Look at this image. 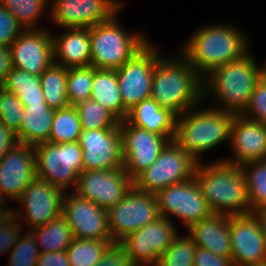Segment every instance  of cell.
Returning a JSON list of instances; mask_svg holds the SVG:
<instances>
[{
	"instance_id": "obj_22",
	"label": "cell",
	"mask_w": 266,
	"mask_h": 266,
	"mask_svg": "<svg viewBox=\"0 0 266 266\" xmlns=\"http://www.w3.org/2000/svg\"><path fill=\"white\" fill-rule=\"evenodd\" d=\"M233 157L223 159L241 166L250 161L266 160V125L258 120L235 114L230 132Z\"/></svg>"
},
{
	"instance_id": "obj_50",
	"label": "cell",
	"mask_w": 266,
	"mask_h": 266,
	"mask_svg": "<svg viewBox=\"0 0 266 266\" xmlns=\"http://www.w3.org/2000/svg\"><path fill=\"white\" fill-rule=\"evenodd\" d=\"M261 71H262V77L266 79V63L264 67L261 68Z\"/></svg>"
},
{
	"instance_id": "obj_34",
	"label": "cell",
	"mask_w": 266,
	"mask_h": 266,
	"mask_svg": "<svg viewBox=\"0 0 266 266\" xmlns=\"http://www.w3.org/2000/svg\"><path fill=\"white\" fill-rule=\"evenodd\" d=\"M111 242L74 238L66 250L70 266H96Z\"/></svg>"
},
{
	"instance_id": "obj_51",
	"label": "cell",
	"mask_w": 266,
	"mask_h": 266,
	"mask_svg": "<svg viewBox=\"0 0 266 266\" xmlns=\"http://www.w3.org/2000/svg\"><path fill=\"white\" fill-rule=\"evenodd\" d=\"M253 266H266V263L259 264V265H253Z\"/></svg>"
},
{
	"instance_id": "obj_2",
	"label": "cell",
	"mask_w": 266,
	"mask_h": 266,
	"mask_svg": "<svg viewBox=\"0 0 266 266\" xmlns=\"http://www.w3.org/2000/svg\"><path fill=\"white\" fill-rule=\"evenodd\" d=\"M151 98L181 116L204 101L203 78L181 54L161 56L154 69Z\"/></svg>"
},
{
	"instance_id": "obj_5",
	"label": "cell",
	"mask_w": 266,
	"mask_h": 266,
	"mask_svg": "<svg viewBox=\"0 0 266 266\" xmlns=\"http://www.w3.org/2000/svg\"><path fill=\"white\" fill-rule=\"evenodd\" d=\"M202 103L176 118L173 141L198 163L203 152L230 141L235 113L214 108H201ZM200 108H199V107Z\"/></svg>"
},
{
	"instance_id": "obj_45",
	"label": "cell",
	"mask_w": 266,
	"mask_h": 266,
	"mask_svg": "<svg viewBox=\"0 0 266 266\" xmlns=\"http://www.w3.org/2000/svg\"><path fill=\"white\" fill-rule=\"evenodd\" d=\"M36 266H70L66 251L40 254Z\"/></svg>"
},
{
	"instance_id": "obj_14",
	"label": "cell",
	"mask_w": 266,
	"mask_h": 266,
	"mask_svg": "<svg viewBox=\"0 0 266 266\" xmlns=\"http://www.w3.org/2000/svg\"><path fill=\"white\" fill-rule=\"evenodd\" d=\"M51 21L61 28H91L110 20L122 8L120 0H51Z\"/></svg>"
},
{
	"instance_id": "obj_43",
	"label": "cell",
	"mask_w": 266,
	"mask_h": 266,
	"mask_svg": "<svg viewBox=\"0 0 266 266\" xmlns=\"http://www.w3.org/2000/svg\"><path fill=\"white\" fill-rule=\"evenodd\" d=\"M96 266H135L130 254L119 241L111 242Z\"/></svg>"
},
{
	"instance_id": "obj_19",
	"label": "cell",
	"mask_w": 266,
	"mask_h": 266,
	"mask_svg": "<svg viewBox=\"0 0 266 266\" xmlns=\"http://www.w3.org/2000/svg\"><path fill=\"white\" fill-rule=\"evenodd\" d=\"M83 171L123 168L122 135L119 125L112 129L82 130Z\"/></svg>"
},
{
	"instance_id": "obj_28",
	"label": "cell",
	"mask_w": 266,
	"mask_h": 266,
	"mask_svg": "<svg viewBox=\"0 0 266 266\" xmlns=\"http://www.w3.org/2000/svg\"><path fill=\"white\" fill-rule=\"evenodd\" d=\"M40 76L11 67L1 88L18 96L23 105H47Z\"/></svg>"
},
{
	"instance_id": "obj_17",
	"label": "cell",
	"mask_w": 266,
	"mask_h": 266,
	"mask_svg": "<svg viewBox=\"0 0 266 266\" xmlns=\"http://www.w3.org/2000/svg\"><path fill=\"white\" fill-rule=\"evenodd\" d=\"M123 146V169L134 180L149 168L169 142L165 137L132 125L127 119L119 122Z\"/></svg>"
},
{
	"instance_id": "obj_16",
	"label": "cell",
	"mask_w": 266,
	"mask_h": 266,
	"mask_svg": "<svg viewBox=\"0 0 266 266\" xmlns=\"http://www.w3.org/2000/svg\"><path fill=\"white\" fill-rule=\"evenodd\" d=\"M65 192L62 216L68 222L72 235L78 239L113 241L109 229L108 211L82 198L73 191Z\"/></svg>"
},
{
	"instance_id": "obj_21",
	"label": "cell",
	"mask_w": 266,
	"mask_h": 266,
	"mask_svg": "<svg viewBox=\"0 0 266 266\" xmlns=\"http://www.w3.org/2000/svg\"><path fill=\"white\" fill-rule=\"evenodd\" d=\"M48 29H26L9 48L11 66L40 76L53 62V38Z\"/></svg>"
},
{
	"instance_id": "obj_41",
	"label": "cell",
	"mask_w": 266,
	"mask_h": 266,
	"mask_svg": "<svg viewBox=\"0 0 266 266\" xmlns=\"http://www.w3.org/2000/svg\"><path fill=\"white\" fill-rule=\"evenodd\" d=\"M24 30L17 19L0 4V46L10 48Z\"/></svg>"
},
{
	"instance_id": "obj_23",
	"label": "cell",
	"mask_w": 266,
	"mask_h": 266,
	"mask_svg": "<svg viewBox=\"0 0 266 266\" xmlns=\"http://www.w3.org/2000/svg\"><path fill=\"white\" fill-rule=\"evenodd\" d=\"M59 35L52 34L55 63L65 68L91 65L90 28H67Z\"/></svg>"
},
{
	"instance_id": "obj_33",
	"label": "cell",
	"mask_w": 266,
	"mask_h": 266,
	"mask_svg": "<svg viewBox=\"0 0 266 266\" xmlns=\"http://www.w3.org/2000/svg\"><path fill=\"white\" fill-rule=\"evenodd\" d=\"M75 107L82 130L112 129L119 125L120 121L106 107L92 99L81 101Z\"/></svg>"
},
{
	"instance_id": "obj_25",
	"label": "cell",
	"mask_w": 266,
	"mask_h": 266,
	"mask_svg": "<svg viewBox=\"0 0 266 266\" xmlns=\"http://www.w3.org/2000/svg\"><path fill=\"white\" fill-rule=\"evenodd\" d=\"M177 116L169 109L161 108L152 98L138 103L128 113L127 120L134 126L146 129L173 141Z\"/></svg>"
},
{
	"instance_id": "obj_49",
	"label": "cell",
	"mask_w": 266,
	"mask_h": 266,
	"mask_svg": "<svg viewBox=\"0 0 266 266\" xmlns=\"http://www.w3.org/2000/svg\"><path fill=\"white\" fill-rule=\"evenodd\" d=\"M4 205H5L4 202H0V224L4 219H6L12 213V209Z\"/></svg>"
},
{
	"instance_id": "obj_44",
	"label": "cell",
	"mask_w": 266,
	"mask_h": 266,
	"mask_svg": "<svg viewBox=\"0 0 266 266\" xmlns=\"http://www.w3.org/2000/svg\"><path fill=\"white\" fill-rule=\"evenodd\" d=\"M194 266H234L231 257L215 255L205 248L197 247L194 255Z\"/></svg>"
},
{
	"instance_id": "obj_18",
	"label": "cell",
	"mask_w": 266,
	"mask_h": 266,
	"mask_svg": "<svg viewBox=\"0 0 266 266\" xmlns=\"http://www.w3.org/2000/svg\"><path fill=\"white\" fill-rule=\"evenodd\" d=\"M133 186V179L123 168L89 170L79 174L77 186L73 191L82 198L89 199L97 206L108 210L121 200Z\"/></svg>"
},
{
	"instance_id": "obj_12",
	"label": "cell",
	"mask_w": 266,
	"mask_h": 266,
	"mask_svg": "<svg viewBox=\"0 0 266 266\" xmlns=\"http://www.w3.org/2000/svg\"><path fill=\"white\" fill-rule=\"evenodd\" d=\"M175 225L174 221L160 216L120 242L135 266H156L160 256L179 234Z\"/></svg>"
},
{
	"instance_id": "obj_13",
	"label": "cell",
	"mask_w": 266,
	"mask_h": 266,
	"mask_svg": "<svg viewBox=\"0 0 266 266\" xmlns=\"http://www.w3.org/2000/svg\"><path fill=\"white\" fill-rule=\"evenodd\" d=\"M64 195L63 189L36 177L16 201L25 210L22 212L11 208L12 214L19 221L25 219L30 230L45 225L62 215Z\"/></svg>"
},
{
	"instance_id": "obj_37",
	"label": "cell",
	"mask_w": 266,
	"mask_h": 266,
	"mask_svg": "<svg viewBox=\"0 0 266 266\" xmlns=\"http://www.w3.org/2000/svg\"><path fill=\"white\" fill-rule=\"evenodd\" d=\"M197 245L192 238L177 235L171 245L158 259L156 266H194V255Z\"/></svg>"
},
{
	"instance_id": "obj_35",
	"label": "cell",
	"mask_w": 266,
	"mask_h": 266,
	"mask_svg": "<svg viewBox=\"0 0 266 266\" xmlns=\"http://www.w3.org/2000/svg\"><path fill=\"white\" fill-rule=\"evenodd\" d=\"M48 2V0H0V4L17 19L25 30L40 29L36 24L45 14Z\"/></svg>"
},
{
	"instance_id": "obj_4",
	"label": "cell",
	"mask_w": 266,
	"mask_h": 266,
	"mask_svg": "<svg viewBox=\"0 0 266 266\" xmlns=\"http://www.w3.org/2000/svg\"><path fill=\"white\" fill-rule=\"evenodd\" d=\"M261 78V67L248 51L240 59L213 69L203 78V100L212 95L219 102L215 108L240 114Z\"/></svg>"
},
{
	"instance_id": "obj_39",
	"label": "cell",
	"mask_w": 266,
	"mask_h": 266,
	"mask_svg": "<svg viewBox=\"0 0 266 266\" xmlns=\"http://www.w3.org/2000/svg\"><path fill=\"white\" fill-rule=\"evenodd\" d=\"M24 105L14 93L0 88V122L14 133L20 128Z\"/></svg>"
},
{
	"instance_id": "obj_10",
	"label": "cell",
	"mask_w": 266,
	"mask_h": 266,
	"mask_svg": "<svg viewBox=\"0 0 266 266\" xmlns=\"http://www.w3.org/2000/svg\"><path fill=\"white\" fill-rule=\"evenodd\" d=\"M107 211L112 240L119 242L160 217L156 195L134 186Z\"/></svg>"
},
{
	"instance_id": "obj_31",
	"label": "cell",
	"mask_w": 266,
	"mask_h": 266,
	"mask_svg": "<svg viewBox=\"0 0 266 266\" xmlns=\"http://www.w3.org/2000/svg\"><path fill=\"white\" fill-rule=\"evenodd\" d=\"M81 132L78 111L74 105H69L55 110L48 142L61 144L78 141Z\"/></svg>"
},
{
	"instance_id": "obj_38",
	"label": "cell",
	"mask_w": 266,
	"mask_h": 266,
	"mask_svg": "<svg viewBox=\"0 0 266 266\" xmlns=\"http://www.w3.org/2000/svg\"><path fill=\"white\" fill-rule=\"evenodd\" d=\"M39 256L35 236L28 230L25 233L22 232L10 251L8 266H36Z\"/></svg>"
},
{
	"instance_id": "obj_29",
	"label": "cell",
	"mask_w": 266,
	"mask_h": 266,
	"mask_svg": "<svg viewBox=\"0 0 266 266\" xmlns=\"http://www.w3.org/2000/svg\"><path fill=\"white\" fill-rule=\"evenodd\" d=\"M30 231L35 236L40 254L66 251L74 239L70 226L62 215Z\"/></svg>"
},
{
	"instance_id": "obj_6",
	"label": "cell",
	"mask_w": 266,
	"mask_h": 266,
	"mask_svg": "<svg viewBox=\"0 0 266 266\" xmlns=\"http://www.w3.org/2000/svg\"><path fill=\"white\" fill-rule=\"evenodd\" d=\"M117 15L90 28L91 65L95 69H118L150 41L141 31H125Z\"/></svg>"
},
{
	"instance_id": "obj_27",
	"label": "cell",
	"mask_w": 266,
	"mask_h": 266,
	"mask_svg": "<svg viewBox=\"0 0 266 266\" xmlns=\"http://www.w3.org/2000/svg\"><path fill=\"white\" fill-rule=\"evenodd\" d=\"M90 99L106 107L119 121L128 117L117 80L116 70L95 69L93 71Z\"/></svg>"
},
{
	"instance_id": "obj_15",
	"label": "cell",
	"mask_w": 266,
	"mask_h": 266,
	"mask_svg": "<svg viewBox=\"0 0 266 266\" xmlns=\"http://www.w3.org/2000/svg\"><path fill=\"white\" fill-rule=\"evenodd\" d=\"M229 230L234 266L266 263V238L254 212L229 216Z\"/></svg>"
},
{
	"instance_id": "obj_3",
	"label": "cell",
	"mask_w": 266,
	"mask_h": 266,
	"mask_svg": "<svg viewBox=\"0 0 266 266\" xmlns=\"http://www.w3.org/2000/svg\"><path fill=\"white\" fill-rule=\"evenodd\" d=\"M195 180L213 213L236 216L252 213L245 175L240 166L220 159L197 163Z\"/></svg>"
},
{
	"instance_id": "obj_47",
	"label": "cell",
	"mask_w": 266,
	"mask_h": 266,
	"mask_svg": "<svg viewBox=\"0 0 266 266\" xmlns=\"http://www.w3.org/2000/svg\"><path fill=\"white\" fill-rule=\"evenodd\" d=\"M11 67L9 48L0 46V85L3 84Z\"/></svg>"
},
{
	"instance_id": "obj_7",
	"label": "cell",
	"mask_w": 266,
	"mask_h": 266,
	"mask_svg": "<svg viewBox=\"0 0 266 266\" xmlns=\"http://www.w3.org/2000/svg\"><path fill=\"white\" fill-rule=\"evenodd\" d=\"M34 147L36 177L63 189L75 190L83 172L82 148L78 141L54 144L44 142Z\"/></svg>"
},
{
	"instance_id": "obj_46",
	"label": "cell",
	"mask_w": 266,
	"mask_h": 266,
	"mask_svg": "<svg viewBox=\"0 0 266 266\" xmlns=\"http://www.w3.org/2000/svg\"><path fill=\"white\" fill-rule=\"evenodd\" d=\"M16 143L18 141L15 133L0 122V160Z\"/></svg>"
},
{
	"instance_id": "obj_24",
	"label": "cell",
	"mask_w": 266,
	"mask_h": 266,
	"mask_svg": "<svg viewBox=\"0 0 266 266\" xmlns=\"http://www.w3.org/2000/svg\"><path fill=\"white\" fill-rule=\"evenodd\" d=\"M187 230L197 247L208 249L215 255L231 257L229 216L212 213Z\"/></svg>"
},
{
	"instance_id": "obj_8",
	"label": "cell",
	"mask_w": 266,
	"mask_h": 266,
	"mask_svg": "<svg viewBox=\"0 0 266 266\" xmlns=\"http://www.w3.org/2000/svg\"><path fill=\"white\" fill-rule=\"evenodd\" d=\"M197 163L184 149L170 141L154 163L133 180L134 187L156 194L172 184L194 177Z\"/></svg>"
},
{
	"instance_id": "obj_20",
	"label": "cell",
	"mask_w": 266,
	"mask_h": 266,
	"mask_svg": "<svg viewBox=\"0 0 266 266\" xmlns=\"http://www.w3.org/2000/svg\"><path fill=\"white\" fill-rule=\"evenodd\" d=\"M35 178L34 147L16 143L0 160V202L7 203L8 198L16 202Z\"/></svg>"
},
{
	"instance_id": "obj_36",
	"label": "cell",
	"mask_w": 266,
	"mask_h": 266,
	"mask_svg": "<svg viewBox=\"0 0 266 266\" xmlns=\"http://www.w3.org/2000/svg\"><path fill=\"white\" fill-rule=\"evenodd\" d=\"M90 65L86 67L67 68V98L69 105H76L90 99L92 93L93 71Z\"/></svg>"
},
{
	"instance_id": "obj_40",
	"label": "cell",
	"mask_w": 266,
	"mask_h": 266,
	"mask_svg": "<svg viewBox=\"0 0 266 266\" xmlns=\"http://www.w3.org/2000/svg\"><path fill=\"white\" fill-rule=\"evenodd\" d=\"M243 117L258 120L266 125V79L261 78L255 87L248 105L240 113Z\"/></svg>"
},
{
	"instance_id": "obj_9",
	"label": "cell",
	"mask_w": 266,
	"mask_h": 266,
	"mask_svg": "<svg viewBox=\"0 0 266 266\" xmlns=\"http://www.w3.org/2000/svg\"><path fill=\"white\" fill-rule=\"evenodd\" d=\"M161 56L155 44L149 41L133 57L116 69L124 109L128 113L141 101L151 98L154 69Z\"/></svg>"
},
{
	"instance_id": "obj_48",
	"label": "cell",
	"mask_w": 266,
	"mask_h": 266,
	"mask_svg": "<svg viewBox=\"0 0 266 266\" xmlns=\"http://www.w3.org/2000/svg\"><path fill=\"white\" fill-rule=\"evenodd\" d=\"M260 220L263 233L266 238V208H262L254 212Z\"/></svg>"
},
{
	"instance_id": "obj_26",
	"label": "cell",
	"mask_w": 266,
	"mask_h": 266,
	"mask_svg": "<svg viewBox=\"0 0 266 266\" xmlns=\"http://www.w3.org/2000/svg\"><path fill=\"white\" fill-rule=\"evenodd\" d=\"M54 112L48 105H24L22 122L15 132L17 141L32 146L48 142Z\"/></svg>"
},
{
	"instance_id": "obj_11",
	"label": "cell",
	"mask_w": 266,
	"mask_h": 266,
	"mask_svg": "<svg viewBox=\"0 0 266 266\" xmlns=\"http://www.w3.org/2000/svg\"><path fill=\"white\" fill-rule=\"evenodd\" d=\"M155 195L160 216L169 220H171V216H176L187 229L213 213L206 198L202 195L195 177L172 184Z\"/></svg>"
},
{
	"instance_id": "obj_30",
	"label": "cell",
	"mask_w": 266,
	"mask_h": 266,
	"mask_svg": "<svg viewBox=\"0 0 266 266\" xmlns=\"http://www.w3.org/2000/svg\"><path fill=\"white\" fill-rule=\"evenodd\" d=\"M41 88L46 104L52 109L69 106L67 98V68L53 62L41 75Z\"/></svg>"
},
{
	"instance_id": "obj_1",
	"label": "cell",
	"mask_w": 266,
	"mask_h": 266,
	"mask_svg": "<svg viewBox=\"0 0 266 266\" xmlns=\"http://www.w3.org/2000/svg\"><path fill=\"white\" fill-rule=\"evenodd\" d=\"M248 36L232 24L200 27L181 49V55L204 78L213 69L240 59L251 48Z\"/></svg>"
},
{
	"instance_id": "obj_32",
	"label": "cell",
	"mask_w": 266,
	"mask_h": 266,
	"mask_svg": "<svg viewBox=\"0 0 266 266\" xmlns=\"http://www.w3.org/2000/svg\"><path fill=\"white\" fill-rule=\"evenodd\" d=\"M240 167L246 179L251 212L266 208V160L250 161Z\"/></svg>"
},
{
	"instance_id": "obj_42",
	"label": "cell",
	"mask_w": 266,
	"mask_h": 266,
	"mask_svg": "<svg viewBox=\"0 0 266 266\" xmlns=\"http://www.w3.org/2000/svg\"><path fill=\"white\" fill-rule=\"evenodd\" d=\"M22 223L12 213L0 224V254L9 252L21 235Z\"/></svg>"
}]
</instances>
